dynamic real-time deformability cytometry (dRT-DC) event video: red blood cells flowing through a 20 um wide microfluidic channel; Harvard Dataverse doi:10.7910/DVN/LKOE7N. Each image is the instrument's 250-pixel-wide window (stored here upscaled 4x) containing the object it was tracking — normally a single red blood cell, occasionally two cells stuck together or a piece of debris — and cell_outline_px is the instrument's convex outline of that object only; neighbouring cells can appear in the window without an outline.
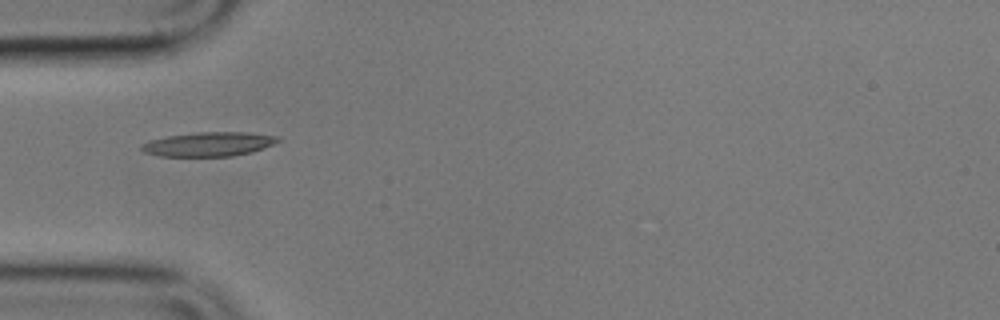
{"species": "common noctule bat (a hibernating species)", "species_latin": "Nyctalus noctula", "temperature_condition": "cold", "stored_images_in_passage": 11, "camera_frame_rate_fps": 3000, "um_per_image_px": 0.085, "animal": {"sex": "male", "body_mass_g": 17.9}, "frame": {"image": 1, "passage_image": 1, "time_ms": 0.0, "image_size_px": [1000, 320], "cell_outline_px": [[280, 140], [264, 148], [252, 152], [232, 156], [160, 156], [144, 152], [140, 148], [140, 144], [148, 140], [168, 136], [196, 132], [248, 132], [280, 136]], "centroid_in_image_um": [17.73, 12.25], "position_along_channel_um": 67.3, "area_um2": 19.36}}
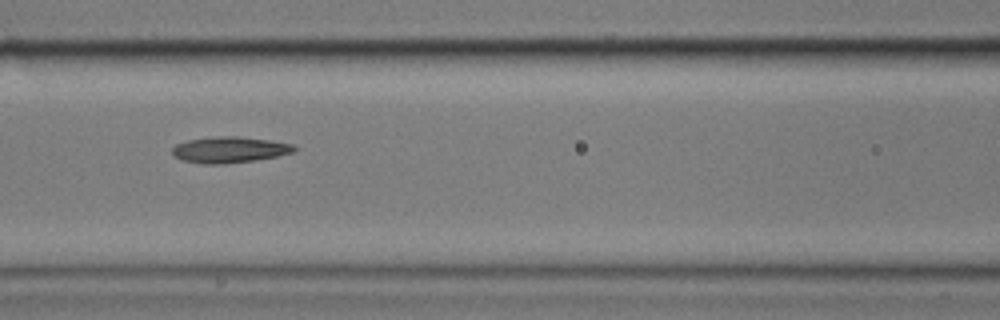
{"frame": {"image": 2, "passage_image": 3, "time_ms": 2.333, "image_size_px": [1000, 320], "cell_outline_px": [[296, 148], [292, 152], [276, 156], [256, 160], [224, 164], [204, 164], [180, 160], [172, 156], [172, 148], [176, 144], [188, 140], [216, 136], [236, 136], [268, 140], [292, 144]], "centroid_in_image_um": [19.44, 12.73], "position_along_channel_um": 147.2, "area_um2": 18.5}}
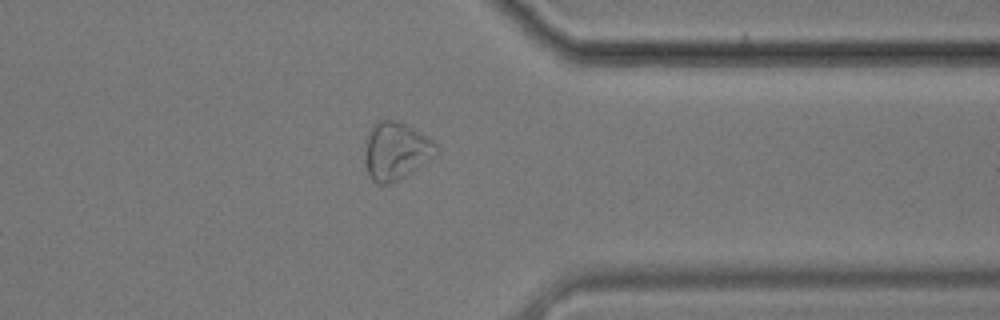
{"frame": {"image": 3, "passage_image": 9, "time_ms": 9.333, "image_size_px": [1000, 320], "cell_outline_px": [[440, 152], [412, 172], [388, 184], [376, 184], [368, 176], [364, 164], [364, 152], [368, 136], [372, 124], [376, 120], [396, 120], [428, 136], [440, 148]], "centroid_in_image_um": [33.64, 12.84], "position_along_channel_um": 377.8, "area_um2": 24.22}, "authors_computed_cell_mechanics": {"area_um2": 18.496, "velocity_mm_per_s": 3.4115, "shape_relaxation_time_tau1_ms": null, "shape_relaxation_time_tau2_ms": 2.6546, "deformation_change_tau1": null, "deformation_change_tau2": 0.0837}}